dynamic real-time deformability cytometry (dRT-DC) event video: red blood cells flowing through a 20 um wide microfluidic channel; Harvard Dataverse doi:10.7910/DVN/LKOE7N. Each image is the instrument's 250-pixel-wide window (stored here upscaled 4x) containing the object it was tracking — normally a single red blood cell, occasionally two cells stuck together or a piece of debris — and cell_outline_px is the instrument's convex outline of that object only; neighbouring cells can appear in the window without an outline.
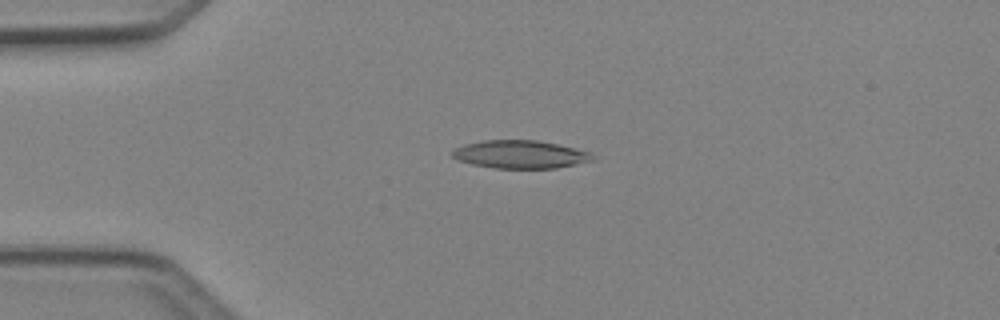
{"species": "Egyptian fruit bat (a non-hibernating species)", "species_latin": "Rousettus aegyptiacus", "temperature_condition": "cold", "stored_images_in_passage": 48, "camera_frame_rate_fps": 3000, "um_per_image_px": 0.085, "animal": {"sex": "female"}, "frame": {"image": 1, "passage_image": 12, "time_ms": 3.667, "image_size_px": [1000, 320], "cell_outline_px": [[596, 160], [556, 168], [492, 168], [472, 164], [460, 160], [452, 156], [452, 152], [456, 148], [464, 144], [484, 140], [536, 140], [556, 144], [592, 152], [596, 156]], "centroid_in_image_um": [44.27, 13.12], "position_along_channel_um": 40.7, "area_um2": 22.89}}
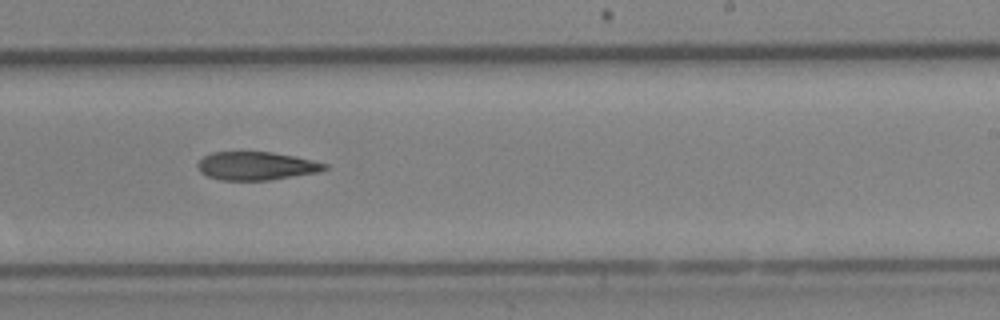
{"frame": {"image": 2, "passage_image": 30, "time_ms": 9.667, "image_size_px": [1000, 320], "cell_outline_px": [[328, 168], [320, 172], [268, 180], [220, 180], [208, 176], [200, 172], [196, 164], [204, 156], [212, 152], [272, 152], [312, 160], [328, 164]], "centroid_in_image_um": [21.78, 14.1], "position_along_channel_um": 267.2, "area_um2": 20.87}}
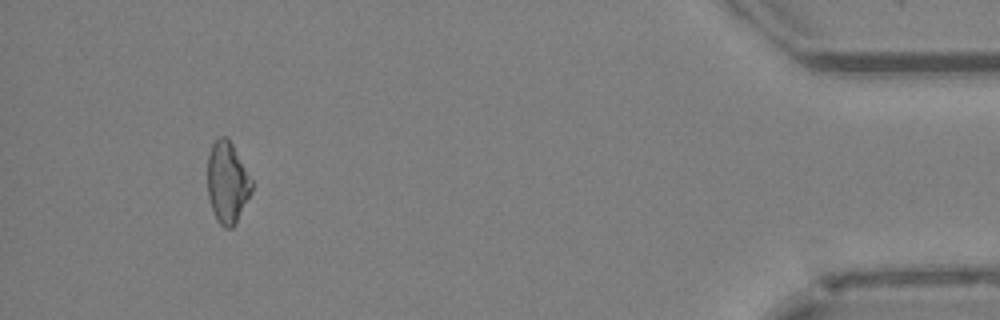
{"frame": {"image": 3, "passage_image": 45, "time_ms": 14.667, "image_size_px": [1000, 320], "cell_outline_px": [[252, 192], [236, 224], [232, 228], [224, 228], [216, 220], [208, 196], [208, 152], [212, 144], [220, 136], [224, 136], [232, 144], [252, 180]], "centroid_in_image_um": [19.32, 15.55], "position_along_channel_um": 415.9, "area_um2": 20.92}}